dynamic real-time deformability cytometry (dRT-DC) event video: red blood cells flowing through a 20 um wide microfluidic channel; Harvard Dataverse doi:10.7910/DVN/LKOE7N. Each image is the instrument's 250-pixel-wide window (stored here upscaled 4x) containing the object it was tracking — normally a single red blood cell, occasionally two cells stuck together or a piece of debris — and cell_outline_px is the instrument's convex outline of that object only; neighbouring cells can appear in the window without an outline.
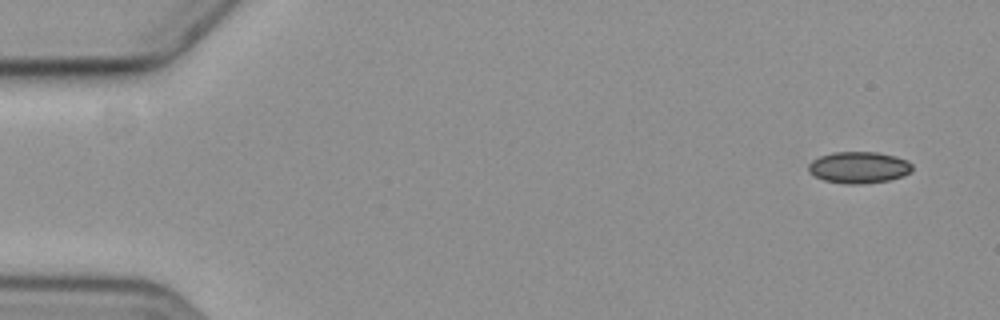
{"species": "common noctule bat (a hibernating species)", "species_latin": "Nyctalus noctula", "temperature_condition": "cold", "stored_images_in_passage": 4, "camera_frame_rate_fps": 3000, "um_per_image_px": 0.085, "animal": {"sex": "female", "body_mass_g": 19.3, "forearm_length_mm": 54.1}, "frame": {"image": 1, "passage_image": 1, "time_ms": 0.0, "image_size_px": [1000, 320], "cell_outline_px": [[912, 172], [904, 176], [888, 180], [864, 184], [844, 184], [824, 180], [808, 172], [808, 164], [812, 160], [820, 156], [832, 152], [876, 152], [896, 156], [908, 160], [912, 164]], "centroid_in_image_um": [73.02, 14.23], "position_along_channel_um": 12.0, "area_um2": 19.31}}
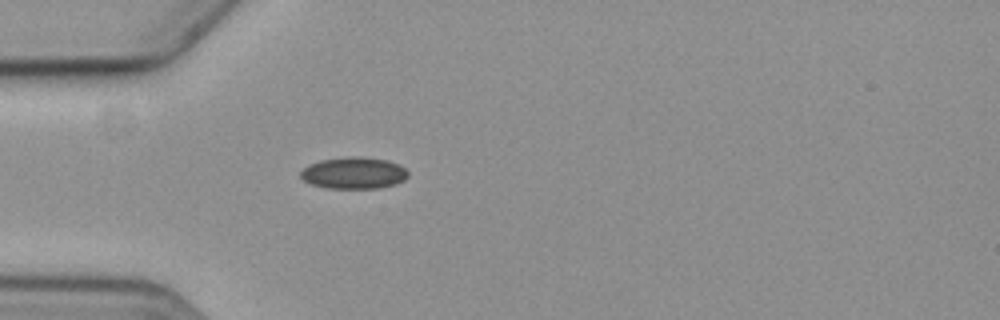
{"frame": {"image": 2, "passage_image": 4, "time_ms": 4.667, "image_size_px": [1000, 320], "cell_outline_px": [[408, 176], [404, 180], [396, 184], [376, 188], [328, 188], [312, 184], [304, 180], [300, 176], [300, 172], [308, 164], [320, 160], [348, 156], [360, 156], [388, 160], [400, 164], [408, 172]], "centroid_in_image_um": [30.08, 14.69], "position_along_channel_um": 54.9, "area_um2": 19.94}}